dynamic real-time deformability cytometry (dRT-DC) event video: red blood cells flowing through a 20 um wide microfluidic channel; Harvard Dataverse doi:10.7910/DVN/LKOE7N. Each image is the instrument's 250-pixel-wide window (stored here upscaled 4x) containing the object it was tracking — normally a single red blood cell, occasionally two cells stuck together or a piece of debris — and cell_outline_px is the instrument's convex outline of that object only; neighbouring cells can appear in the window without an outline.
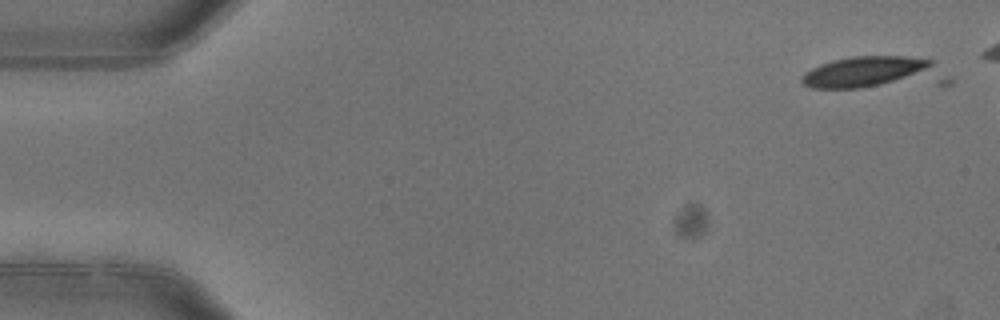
{"species": "common noctule bat (a hibernating species)", "species_latin": "Nyctalus noctula", "temperature_condition": "warm", "stored_images_in_passage": 2, "camera_frame_rate_fps": 3000, "um_per_image_px": 0.085, "animal": {"sex": "female"}, "frame": {"image": 1, "passage_image": 1, "time_ms": 0.0, "image_size_px": [1000, 320], "cell_outline_px": [[936, 60], [932, 64], [924, 68], [904, 76], [880, 84], [860, 88], [812, 88], [804, 84], [800, 80], [800, 76], [804, 72], [820, 64], [832, 60], [852, 56], [908, 56]], "centroid_in_image_um": [73.27, 6.05], "position_along_channel_um": 11.7, "area_um2": 22.02}}